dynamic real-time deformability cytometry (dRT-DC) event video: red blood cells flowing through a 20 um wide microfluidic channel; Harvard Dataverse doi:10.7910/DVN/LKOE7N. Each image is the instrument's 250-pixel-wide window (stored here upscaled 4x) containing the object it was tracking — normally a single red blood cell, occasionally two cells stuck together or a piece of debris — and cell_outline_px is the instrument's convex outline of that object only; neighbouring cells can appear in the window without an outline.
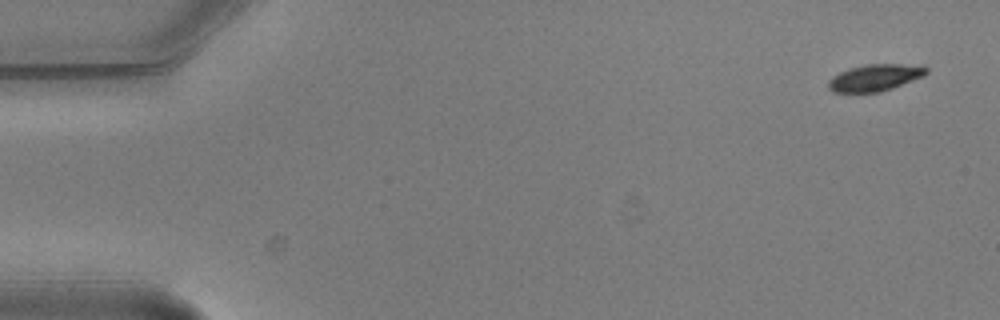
{"species": "common noctule bat (a hibernating species)", "species_latin": "Nyctalus noctula", "temperature_condition": "warm", "stored_images_in_passage": 5, "camera_frame_rate_fps": 3000, "um_per_image_px": 0.085, "animal": {"sex": "male", "body_mass_g": 20.5, "forearm_length_mm": 52.5}, "frame": {"image": 1, "passage_image": 1, "time_ms": 0.0, "image_size_px": [1000, 320], "cell_outline_px": [[928, 72], [924, 76], [892, 88], [880, 92], [832, 92], [828, 88], [828, 80], [832, 76], [848, 68], [868, 64], [924, 64], [928, 68]], "centroid_in_image_um": [74.41, 6.58], "position_along_channel_um": 10.6, "area_um2": 15.49}}
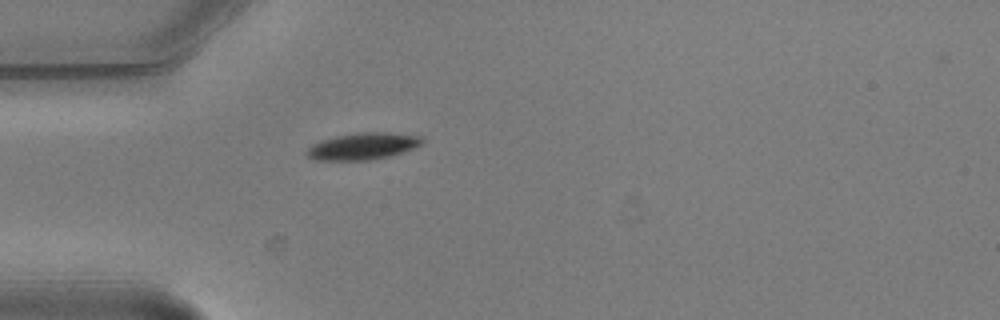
{"frame": {"image": 2, "passage_image": 5, "time_ms": 1.333, "image_size_px": [1000, 320], "cell_outline_px": [[424, 144], [404, 152], [388, 156], [368, 160], [316, 160], [308, 156], [304, 152], [312, 144], [320, 140], [336, 136], [356, 132], [388, 132], [424, 136]], "centroid_in_image_um": [30.88, 12.41], "position_along_channel_um": 54.1, "area_um2": 18.26}}